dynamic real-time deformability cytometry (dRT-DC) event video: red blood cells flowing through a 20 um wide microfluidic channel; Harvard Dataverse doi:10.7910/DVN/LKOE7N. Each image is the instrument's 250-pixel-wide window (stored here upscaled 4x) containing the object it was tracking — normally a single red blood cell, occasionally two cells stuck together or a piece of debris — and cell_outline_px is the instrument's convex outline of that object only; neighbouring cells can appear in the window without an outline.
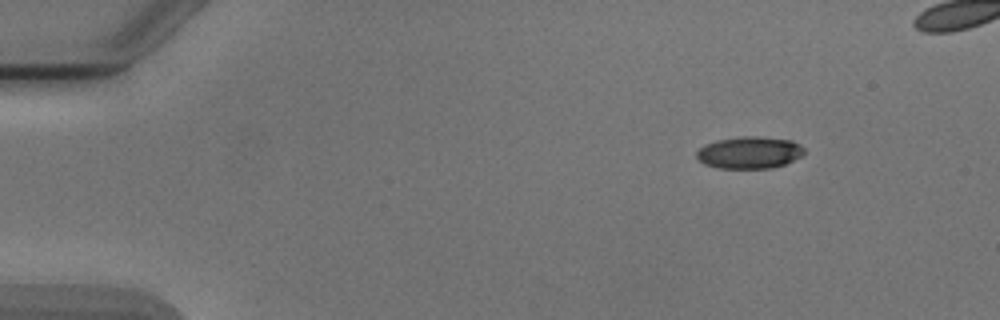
{"species": "Egyptian fruit bat (a non-hibernating species)", "species_latin": "Rousettus aegyptiacus", "temperature_condition": "cold", "stored_images_in_passage": 4, "camera_frame_rate_fps": 3000, "um_per_image_px": 0.085, "animal": {"sex": "male"}, "frame": {"image": 1, "passage_image": 1, "time_ms": 0.0, "image_size_px": [1000, 320], "cell_outline_px": [[804, 152], [800, 156], [784, 164], [772, 168], [720, 168], [704, 164], [696, 156], [696, 152], [704, 144], [716, 140], [744, 136], [756, 136], [792, 140], [800, 144], [804, 148]], "centroid_in_image_um": [63.69, 12.96], "position_along_channel_um": 21.3, "area_um2": 20.0}}